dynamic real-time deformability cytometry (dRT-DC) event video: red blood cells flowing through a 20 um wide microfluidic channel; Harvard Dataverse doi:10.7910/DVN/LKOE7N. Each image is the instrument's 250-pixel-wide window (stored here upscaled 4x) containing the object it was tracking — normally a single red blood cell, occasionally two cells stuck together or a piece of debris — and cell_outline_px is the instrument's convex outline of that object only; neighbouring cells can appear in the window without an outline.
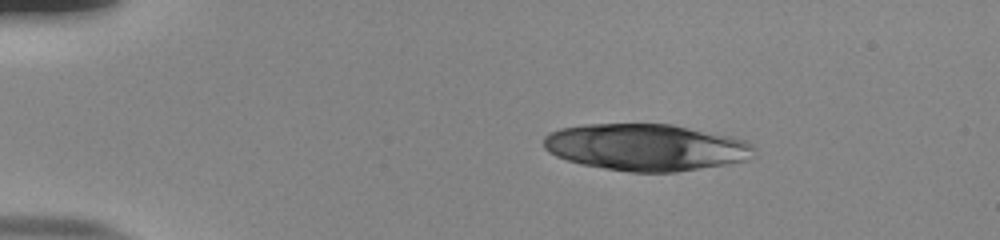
{"species": "human", "species_latin": "Homo sapiens", "temperature_condition": "room temperature", "stored_images_in_passage": 41, "camera_frame_rate_fps": 3000, "um_per_image_px": 0.085, "donor": {"sex": "male"}, "frame": {"image": 1, "passage_image": 1, "time_ms": 0.0, "image_size_px": [1000, 240], "cell_outline_px": [[752, 148], [740, 160], [720, 164], [676, 172], [628, 172], [580, 164], [556, 156], [544, 148], [544, 136], [552, 132], [564, 128], [592, 124], [672, 124], [744, 140]], "centroid_in_image_um": [54.75, 12.51], "position_along_channel_um": 30.2, "area_um2": 55.83}}